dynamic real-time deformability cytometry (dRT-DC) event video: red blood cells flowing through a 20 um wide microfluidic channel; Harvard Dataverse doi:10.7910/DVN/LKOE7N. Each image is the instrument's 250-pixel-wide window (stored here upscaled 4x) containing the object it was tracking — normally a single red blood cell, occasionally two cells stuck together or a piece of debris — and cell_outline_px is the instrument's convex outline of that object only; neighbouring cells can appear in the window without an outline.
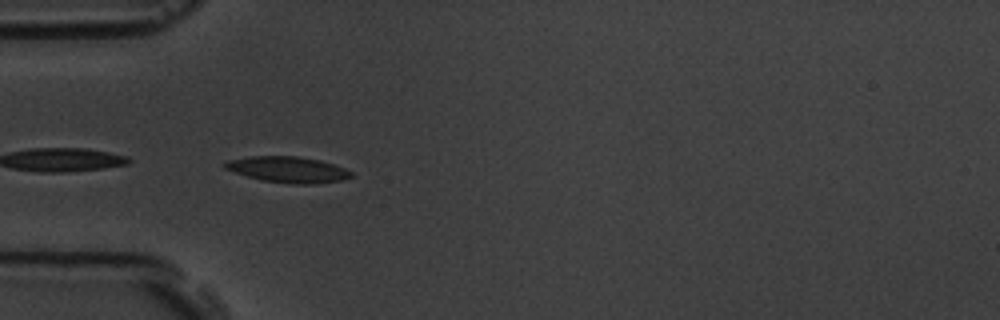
{"species": "common noctule bat (a hibernating species)", "species_latin": "Nyctalus noctula", "temperature_condition": "room temperature", "stored_images_in_passage": 8, "camera_frame_rate_fps": 3000, "um_per_image_px": 0.085, "animal": {"sex": "male", "body_mass_g": 19.5, "forearm_length_mm": 54.6}, "frame": {"image": 1, "passage_image": 6, "time_ms": 5.667, "image_size_px": [1000, 320], "cell_outline_px": [[352, 176], [340, 180], [316, 184], [292, 184], [264, 180], [248, 176], [224, 168], [224, 164], [228, 160], [248, 156], [300, 156], [320, 160], [344, 168], [352, 172]], "centroid_in_image_um": [24.48, 14.4], "position_along_channel_um": 60.5, "area_um2": 18.9}}
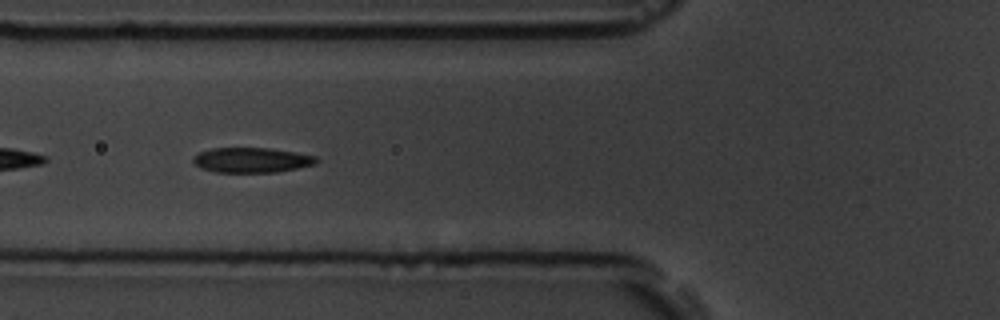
{"frame": {"image": 2, "passage_image": 7, "time_ms": 7.0, "image_size_px": [1000, 320], "cell_outline_px": [[320, 160], [316, 164], [276, 172], [216, 172], [200, 168], [192, 164], [192, 160], [200, 152], [212, 148], [272, 148], [316, 156]], "centroid_in_image_um": [21.39, 13.6], "position_along_channel_um": 104.4, "area_um2": 17.98}}
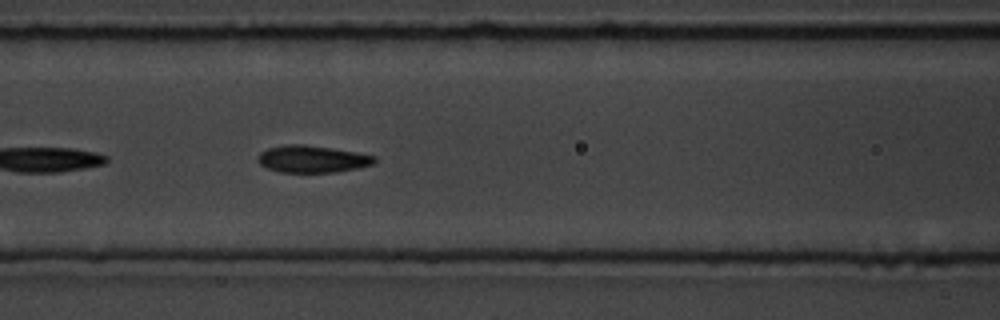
{"frame": {"image": 3, "passage_image": 8, "time_ms": 8.0, "image_size_px": [1000, 320], "cell_outline_px": [[376, 160], [372, 164], [356, 168], [336, 172], [280, 172], [268, 168], [260, 164], [256, 160], [256, 156], [260, 152], [268, 148], [284, 144], [304, 144], [356, 152], [376, 156]], "centroid_in_image_um": [26.49, 13.51], "position_along_channel_um": 140.1, "area_um2": 18.38}}